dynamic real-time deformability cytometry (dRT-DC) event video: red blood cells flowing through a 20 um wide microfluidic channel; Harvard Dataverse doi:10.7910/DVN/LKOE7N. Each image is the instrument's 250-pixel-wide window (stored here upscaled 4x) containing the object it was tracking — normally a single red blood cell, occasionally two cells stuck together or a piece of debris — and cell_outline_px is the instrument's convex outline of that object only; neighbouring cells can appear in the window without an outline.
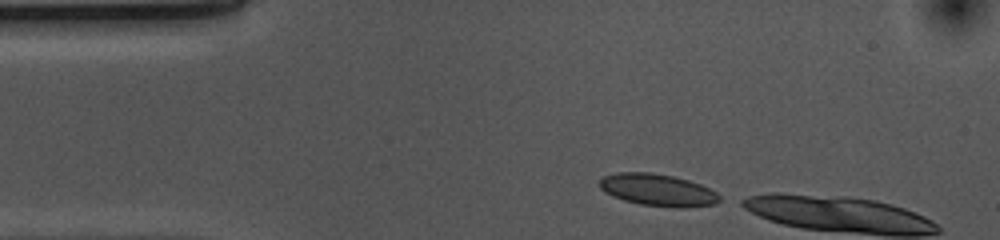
{"species": "common noctule bat (a hibernating species)", "species_latin": "Nyctalus noctula", "temperature_condition": "cold", "stored_images_in_passage": 4, "camera_frame_rate_fps": 3000, "um_per_image_px": 0.085, "animal": {"sex": "female", "body_mass_g": 10.0, "forearm_length_mm": 53.1}, "frame": {"image": 1, "passage_image": 1, "time_ms": 0.0, "image_size_px": [1000, 240], "cell_outline_px": [[724, 200], [716, 204], [680, 208], [676, 208], [640, 204], [624, 200], [612, 196], [604, 192], [596, 184], [604, 176], [616, 172], [652, 172], [672, 176], [688, 180], [700, 184], [716, 192]], "centroid_in_image_um": [55.9, 16.15], "position_along_channel_um": 29.1, "area_um2": 22.66}}